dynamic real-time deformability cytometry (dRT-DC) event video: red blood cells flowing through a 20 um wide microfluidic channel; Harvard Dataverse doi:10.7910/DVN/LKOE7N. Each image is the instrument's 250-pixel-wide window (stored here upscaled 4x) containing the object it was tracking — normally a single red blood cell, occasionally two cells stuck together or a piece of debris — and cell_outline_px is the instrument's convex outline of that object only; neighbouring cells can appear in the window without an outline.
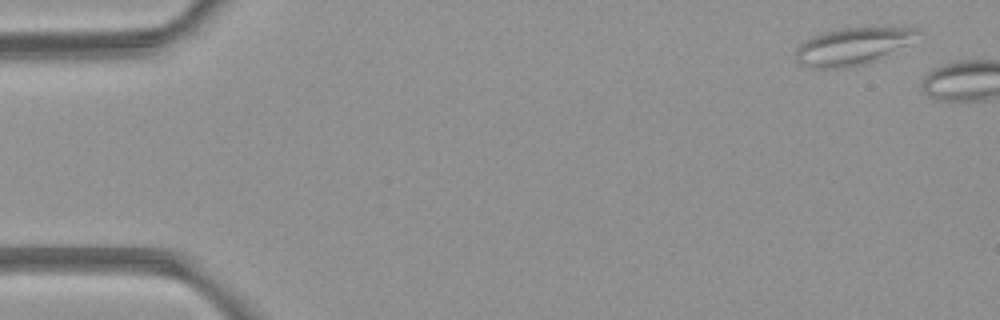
{"species": "common noctule bat (a hibernating species)", "species_latin": "Nyctalus noctula", "temperature_condition": "room temperature", "stored_images_in_passage": 2, "camera_frame_rate_fps": 3000, "um_per_image_px": 0.085, "animal": {"sex": "female", "body_mass_g": 21.9}, "frame": {"image": 1, "passage_image": 1, "time_ms": 0.0, "image_size_px": [1000, 320], "cell_outline_px": [[924, 28], [920, 32], [904, 44], [880, 60], [848, 68], [808, 68], [800, 64], [796, 60], [796, 44], [804, 40], [828, 32], [844, 28]], "centroid_in_image_um": [72.39, 3.97], "position_along_channel_um": 12.6, "area_um2": 26.01}}